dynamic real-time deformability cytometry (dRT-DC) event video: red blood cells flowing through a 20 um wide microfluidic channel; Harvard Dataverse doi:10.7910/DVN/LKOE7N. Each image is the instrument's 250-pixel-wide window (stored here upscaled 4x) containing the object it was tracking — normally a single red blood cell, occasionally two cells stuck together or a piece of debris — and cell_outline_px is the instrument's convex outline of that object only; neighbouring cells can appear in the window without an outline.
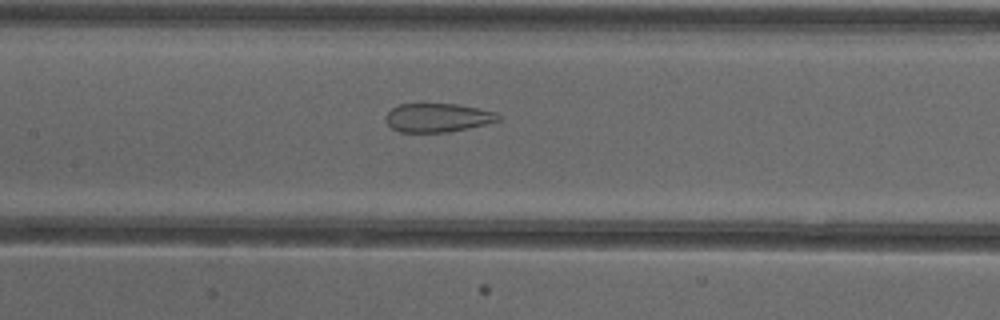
{"species": "common noctule bat (a hibernating species)", "species_latin": "Nyctalus noctula", "temperature_condition": "cold", "stored_images_in_passage": 43, "camera_frame_rate_fps": 3000, "um_per_image_px": 0.085, "animal": {"sex": "female"}, "frame": {"image": 1, "passage_image": 20, "time_ms": 6.333, "image_size_px": [1000, 320], "cell_outline_px": [[500, 120], [468, 128], [448, 132], [400, 132], [392, 128], [384, 120], [384, 116], [392, 108], [400, 104], [460, 104], [480, 108], [496, 112], [500, 116]], "centroid_in_image_um": [37.19, 10.0], "position_along_channel_um": 170.2, "area_um2": 18.9}}
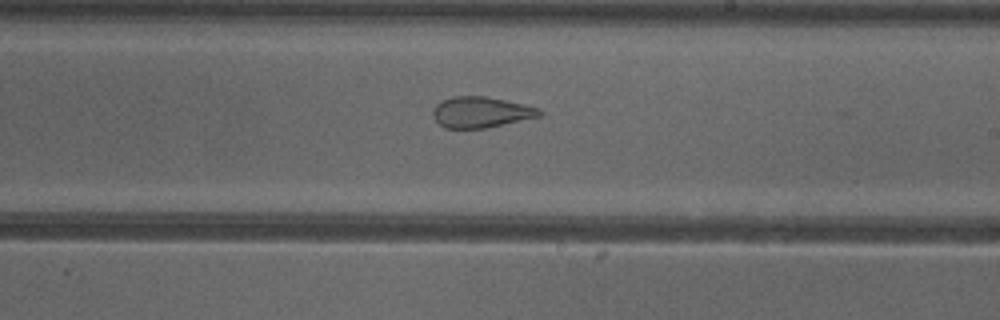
{"frame": {"image": 2, "passage_image": 26, "time_ms": 8.333, "image_size_px": [1000, 320], "cell_outline_px": [[544, 112], [540, 116], [484, 128], [444, 128], [432, 116], [432, 112], [436, 104], [452, 96], [484, 96], [524, 104], [540, 108]], "centroid_in_image_um": [40.88, 9.53], "position_along_channel_um": 248.1, "area_um2": 19.02}}
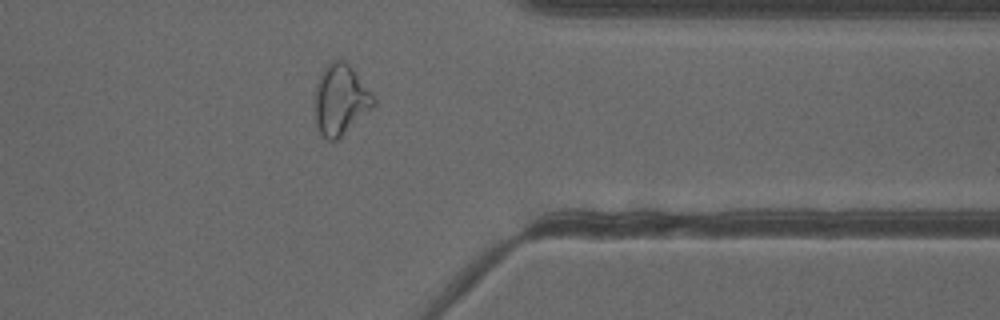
{"frame": {"image": 3, "passage_image": 37, "time_ms": 12.0, "image_size_px": [1000, 320], "cell_outline_px": [[376, 104], [372, 108], [336, 140], [328, 140], [320, 132], [316, 124], [316, 84], [324, 68], [328, 64], [336, 60], [344, 60], [352, 68], [376, 96]], "centroid_in_image_um": [28.98, 8.46], "position_along_channel_um": 382.4, "area_um2": 23.7}}